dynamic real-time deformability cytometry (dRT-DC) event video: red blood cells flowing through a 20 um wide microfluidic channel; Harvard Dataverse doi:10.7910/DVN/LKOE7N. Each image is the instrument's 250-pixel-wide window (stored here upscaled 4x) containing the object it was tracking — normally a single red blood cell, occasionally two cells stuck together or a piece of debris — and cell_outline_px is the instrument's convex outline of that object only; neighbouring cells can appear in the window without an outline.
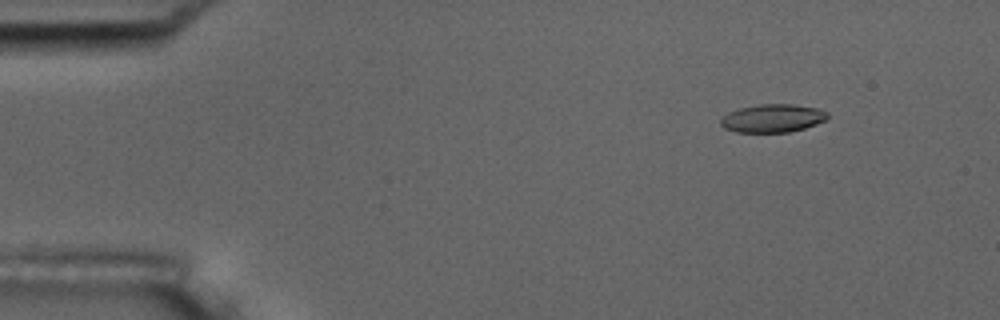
{"species": "common noctule bat (a hibernating species)", "species_latin": "Nyctalus noctula", "temperature_condition": "room temperature", "stored_images_in_passage": 5, "camera_frame_rate_fps": 3000, "um_per_image_px": 0.085, "animal": {"sex": "male", "body_mass_g": 17.5, "forearm_length_mm": 52.3}, "frame": {"image": 1, "passage_image": 2, "time_ms": 1.333, "image_size_px": [1000, 320], "cell_outline_px": [[828, 116], [824, 120], [816, 124], [804, 128], [788, 132], [736, 132], [724, 128], [720, 124], [720, 120], [728, 112], [740, 108], [760, 104], [792, 104], [820, 108], [828, 112]], "centroid_in_image_um": [65.67, 10.04], "position_along_channel_um": 19.3, "area_um2": 17.51}}
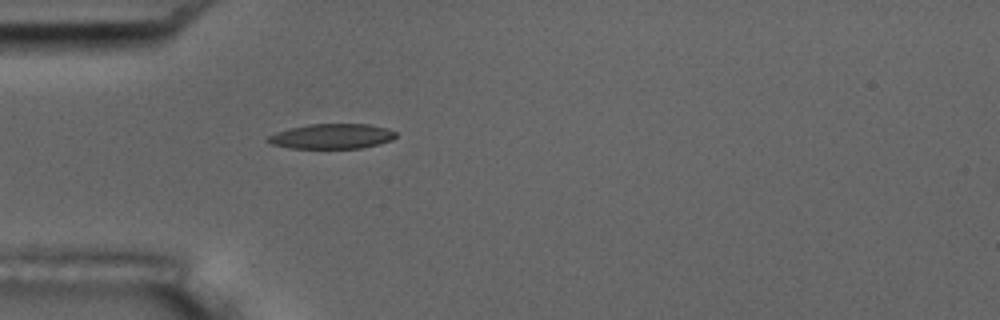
{"frame": {"image": 2, "passage_image": 5, "time_ms": 4.667, "image_size_px": [1000, 320], "cell_outline_px": [[396, 136], [392, 140], [380, 144], [360, 148], [288, 148], [272, 144], [264, 140], [268, 136], [276, 132], [308, 124], [368, 124], [388, 128], [396, 132]], "centroid_in_image_um": [28.22, 11.59], "position_along_channel_um": 56.8, "area_um2": 18.67}}